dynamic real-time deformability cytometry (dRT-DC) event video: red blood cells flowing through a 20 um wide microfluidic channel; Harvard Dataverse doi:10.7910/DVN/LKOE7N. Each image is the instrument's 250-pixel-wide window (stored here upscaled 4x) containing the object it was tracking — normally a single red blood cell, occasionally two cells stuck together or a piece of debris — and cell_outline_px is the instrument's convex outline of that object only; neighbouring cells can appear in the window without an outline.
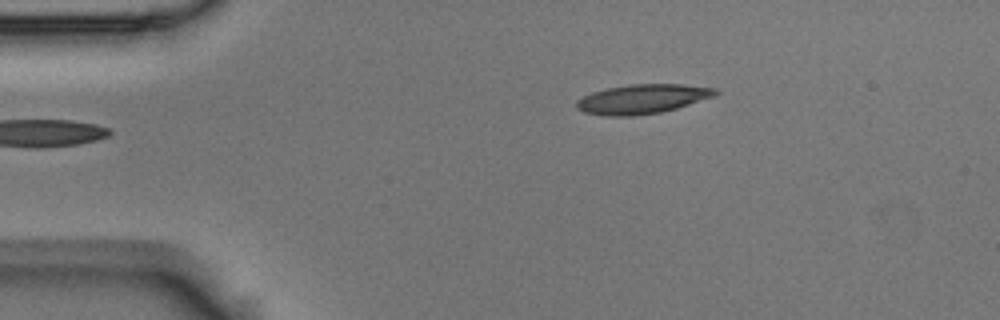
{"species": "Egyptian fruit bat (a non-hibernating species)", "species_latin": "Rousettus aegyptiacus", "temperature_condition": "room temperature", "stored_images_in_passage": 5, "camera_frame_rate_fps": 3000, "um_per_image_px": 0.085, "animal": {"sex": "male"}, "frame": {"image": 1, "passage_image": 5, "time_ms": 1.333, "image_size_px": [1000, 320], "cell_outline_px": [[720, 92], [716, 96], [676, 108], [660, 112], [632, 116], [604, 116], [584, 112], [576, 108], [576, 100], [592, 92], [608, 88], [628, 84], [684, 84], [716, 88]], "centroid_in_image_um": [54.61, 8.41], "position_along_channel_um": 30.4, "area_um2": 23.87}}